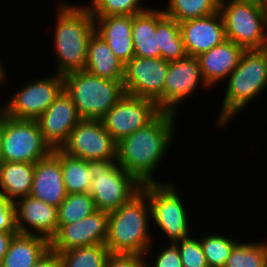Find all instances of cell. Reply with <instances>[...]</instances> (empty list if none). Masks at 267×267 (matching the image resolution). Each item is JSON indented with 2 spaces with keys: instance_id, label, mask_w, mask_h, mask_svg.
Returning <instances> with one entry per match:
<instances>
[{
  "instance_id": "obj_34",
  "label": "cell",
  "mask_w": 267,
  "mask_h": 267,
  "mask_svg": "<svg viewBox=\"0 0 267 267\" xmlns=\"http://www.w3.org/2000/svg\"><path fill=\"white\" fill-rule=\"evenodd\" d=\"M192 236L177 241L183 267H209L204 255L200 239Z\"/></svg>"
},
{
  "instance_id": "obj_7",
  "label": "cell",
  "mask_w": 267,
  "mask_h": 267,
  "mask_svg": "<svg viewBox=\"0 0 267 267\" xmlns=\"http://www.w3.org/2000/svg\"><path fill=\"white\" fill-rule=\"evenodd\" d=\"M226 39L245 50L267 48V7L261 3H222Z\"/></svg>"
},
{
  "instance_id": "obj_43",
  "label": "cell",
  "mask_w": 267,
  "mask_h": 267,
  "mask_svg": "<svg viewBox=\"0 0 267 267\" xmlns=\"http://www.w3.org/2000/svg\"><path fill=\"white\" fill-rule=\"evenodd\" d=\"M6 67L4 66L3 67V64H2V60L0 59V76L4 74V72H7V70L5 71Z\"/></svg>"
},
{
  "instance_id": "obj_44",
  "label": "cell",
  "mask_w": 267,
  "mask_h": 267,
  "mask_svg": "<svg viewBox=\"0 0 267 267\" xmlns=\"http://www.w3.org/2000/svg\"><path fill=\"white\" fill-rule=\"evenodd\" d=\"M261 4L267 7V0H261Z\"/></svg>"
},
{
  "instance_id": "obj_1",
  "label": "cell",
  "mask_w": 267,
  "mask_h": 267,
  "mask_svg": "<svg viewBox=\"0 0 267 267\" xmlns=\"http://www.w3.org/2000/svg\"><path fill=\"white\" fill-rule=\"evenodd\" d=\"M176 116L161 111L145 127L121 139L117 143V164L142 184L159 183L155 171L175 138Z\"/></svg>"
},
{
  "instance_id": "obj_18",
  "label": "cell",
  "mask_w": 267,
  "mask_h": 267,
  "mask_svg": "<svg viewBox=\"0 0 267 267\" xmlns=\"http://www.w3.org/2000/svg\"><path fill=\"white\" fill-rule=\"evenodd\" d=\"M179 25L187 55L198 57L227 40L219 11L203 18L183 21Z\"/></svg>"
},
{
  "instance_id": "obj_21",
  "label": "cell",
  "mask_w": 267,
  "mask_h": 267,
  "mask_svg": "<svg viewBox=\"0 0 267 267\" xmlns=\"http://www.w3.org/2000/svg\"><path fill=\"white\" fill-rule=\"evenodd\" d=\"M96 33L125 65L133 56L132 15L93 16Z\"/></svg>"
},
{
  "instance_id": "obj_5",
  "label": "cell",
  "mask_w": 267,
  "mask_h": 267,
  "mask_svg": "<svg viewBox=\"0 0 267 267\" xmlns=\"http://www.w3.org/2000/svg\"><path fill=\"white\" fill-rule=\"evenodd\" d=\"M64 90L81 119L101 120L125 94L121 80L100 78L85 70L63 75Z\"/></svg>"
},
{
  "instance_id": "obj_27",
  "label": "cell",
  "mask_w": 267,
  "mask_h": 267,
  "mask_svg": "<svg viewBox=\"0 0 267 267\" xmlns=\"http://www.w3.org/2000/svg\"><path fill=\"white\" fill-rule=\"evenodd\" d=\"M157 41L161 58L167 62L176 61L187 55L179 23L168 16H164L156 25Z\"/></svg>"
},
{
  "instance_id": "obj_31",
  "label": "cell",
  "mask_w": 267,
  "mask_h": 267,
  "mask_svg": "<svg viewBox=\"0 0 267 267\" xmlns=\"http://www.w3.org/2000/svg\"><path fill=\"white\" fill-rule=\"evenodd\" d=\"M224 267H267V243L238 241Z\"/></svg>"
},
{
  "instance_id": "obj_35",
  "label": "cell",
  "mask_w": 267,
  "mask_h": 267,
  "mask_svg": "<svg viewBox=\"0 0 267 267\" xmlns=\"http://www.w3.org/2000/svg\"><path fill=\"white\" fill-rule=\"evenodd\" d=\"M169 244L165 248L161 247L160 253L158 252L155 256L156 260L153 259L155 262L146 261L145 267H183L177 244Z\"/></svg>"
},
{
  "instance_id": "obj_26",
  "label": "cell",
  "mask_w": 267,
  "mask_h": 267,
  "mask_svg": "<svg viewBox=\"0 0 267 267\" xmlns=\"http://www.w3.org/2000/svg\"><path fill=\"white\" fill-rule=\"evenodd\" d=\"M61 161L63 182L67 193L89 192L90 181L95 178L88 170V161L68 155L61 149L52 151Z\"/></svg>"
},
{
  "instance_id": "obj_9",
  "label": "cell",
  "mask_w": 267,
  "mask_h": 267,
  "mask_svg": "<svg viewBox=\"0 0 267 267\" xmlns=\"http://www.w3.org/2000/svg\"><path fill=\"white\" fill-rule=\"evenodd\" d=\"M52 151L36 120L16 119L5 114L1 161L35 164Z\"/></svg>"
},
{
  "instance_id": "obj_25",
  "label": "cell",
  "mask_w": 267,
  "mask_h": 267,
  "mask_svg": "<svg viewBox=\"0 0 267 267\" xmlns=\"http://www.w3.org/2000/svg\"><path fill=\"white\" fill-rule=\"evenodd\" d=\"M34 177V163L0 162V194L7 200L30 195Z\"/></svg>"
},
{
  "instance_id": "obj_16",
  "label": "cell",
  "mask_w": 267,
  "mask_h": 267,
  "mask_svg": "<svg viewBox=\"0 0 267 267\" xmlns=\"http://www.w3.org/2000/svg\"><path fill=\"white\" fill-rule=\"evenodd\" d=\"M81 120L73 100L64 89L36 119L44 141L52 150L62 148Z\"/></svg>"
},
{
  "instance_id": "obj_8",
  "label": "cell",
  "mask_w": 267,
  "mask_h": 267,
  "mask_svg": "<svg viewBox=\"0 0 267 267\" xmlns=\"http://www.w3.org/2000/svg\"><path fill=\"white\" fill-rule=\"evenodd\" d=\"M176 187L171 181H165L145 183L141 188L150 204L151 220L169 238L170 243H176L192 234L189 231L191 227L185 202Z\"/></svg>"
},
{
  "instance_id": "obj_19",
  "label": "cell",
  "mask_w": 267,
  "mask_h": 267,
  "mask_svg": "<svg viewBox=\"0 0 267 267\" xmlns=\"http://www.w3.org/2000/svg\"><path fill=\"white\" fill-rule=\"evenodd\" d=\"M30 195L57 208L66 198L61 161L53 152L34 164Z\"/></svg>"
},
{
  "instance_id": "obj_20",
  "label": "cell",
  "mask_w": 267,
  "mask_h": 267,
  "mask_svg": "<svg viewBox=\"0 0 267 267\" xmlns=\"http://www.w3.org/2000/svg\"><path fill=\"white\" fill-rule=\"evenodd\" d=\"M245 49L230 40L213 47L200 54L197 58L200 63L204 81L210 87L226 81L227 77L239 64Z\"/></svg>"
},
{
  "instance_id": "obj_17",
  "label": "cell",
  "mask_w": 267,
  "mask_h": 267,
  "mask_svg": "<svg viewBox=\"0 0 267 267\" xmlns=\"http://www.w3.org/2000/svg\"><path fill=\"white\" fill-rule=\"evenodd\" d=\"M14 208L17 233L39 235L49 241L56 235L58 231L57 207L27 195L17 199L14 202Z\"/></svg>"
},
{
  "instance_id": "obj_12",
  "label": "cell",
  "mask_w": 267,
  "mask_h": 267,
  "mask_svg": "<svg viewBox=\"0 0 267 267\" xmlns=\"http://www.w3.org/2000/svg\"><path fill=\"white\" fill-rule=\"evenodd\" d=\"M161 110L154 100L124 94L101 119L105 130L118 143L149 124Z\"/></svg>"
},
{
  "instance_id": "obj_3",
  "label": "cell",
  "mask_w": 267,
  "mask_h": 267,
  "mask_svg": "<svg viewBox=\"0 0 267 267\" xmlns=\"http://www.w3.org/2000/svg\"><path fill=\"white\" fill-rule=\"evenodd\" d=\"M151 210L147 195L141 190L118 209L108 212L106 246L111 253H151Z\"/></svg>"
},
{
  "instance_id": "obj_28",
  "label": "cell",
  "mask_w": 267,
  "mask_h": 267,
  "mask_svg": "<svg viewBox=\"0 0 267 267\" xmlns=\"http://www.w3.org/2000/svg\"><path fill=\"white\" fill-rule=\"evenodd\" d=\"M163 13L178 23L203 18L219 11L218 0H167Z\"/></svg>"
},
{
  "instance_id": "obj_24",
  "label": "cell",
  "mask_w": 267,
  "mask_h": 267,
  "mask_svg": "<svg viewBox=\"0 0 267 267\" xmlns=\"http://www.w3.org/2000/svg\"><path fill=\"white\" fill-rule=\"evenodd\" d=\"M50 250V241L39 235L16 233L0 267H32Z\"/></svg>"
},
{
  "instance_id": "obj_14",
  "label": "cell",
  "mask_w": 267,
  "mask_h": 267,
  "mask_svg": "<svg viewBox=\"0 0 267 267\" xmlns=\"http://www.w3.org/2000/svg\"><path fill=\"white\" fill-rule=\"evenodd\" d=\"M201 85L205 89L209 87L203 79L197 57L186 55L169 62L164 85V111L177 113L181 102L195 94Z\"/></svg>"
},
{
  "instance_id": "obj_39",
  "label": "cell",
  "mask_w": 267,
  "mask_h": 267,
  "mask_svg": "<svg viewBox=\"0 0 267 267\" xmlns=\"http://www.w3.org/2000/svg\"><path fill=\"white\" fill-rule=\"evenodd\" d=\"M17 232H0V266L9 244Z\"/></svg>"
},
{
  "instance_id": "obj_22",
  "label": "cell",
  "mask_w": 267,
  "mask_h": 267,
  "mask_svg": "<svg viewBox=\"0 0 267 267\" xmlns=\"http://www.w3.org/2000/svg\"><path fill=\"white\" fill-rule=\"evenodd\" d=\"M165 16L162 9L151 7L132 15V37L135 56L160 58L156 25Z\"/></svg>"
},
{
  "instance_id": "obj_6",
  "label": "cell",
  "mask_w": 267,
  "mask_h": 267,
  "mask_svg": "<svg viewBox=\"0 0 267 267\" xmlns=\"http://www.w3.org/2000/svg\"><path fill=\"white\" fill-rule=\"evenodd\" d=\"M88 170L95 178L89 193L96 209L111 212L130 201L142 188V183L117 164V160L88 161Z\"/></svg>"
},
{
  "instance_id": "obj_23",
  "label": "cell",
  "mask_w": 267,
  "mask_h": 267,
  "mask_svg": "<svg viewBox=\"0 0 267 267\" xmlns=\"http://www.w3.org/2000/svg\"><path fill=\"white\" fill-rule=\"evenodd\" d=\"M124 66L104 39L95 32L89 41L85 71L100 78L123 82Z\"/></svg>"
},
{
  "instance_id": "obj_10",
  "label": "cell",
  "mask_w": 267,
  "mask_h": 267,
  "mask_svg": "<svg viewBox=\"0 0 267 267\" xmlns=\"http://www.w3.org/2000/svg\"><path fill=\"white\" fill-rule=\"evenodd\" d=\"M169 62L163 58L133 56L124 66L126 94L154 100L164 111V85Z\"/></svg>"
},
{
  "instance_id": "obj_40",
  "label": "cell",
  "mask_w": 267,
  "mask_h": 267,
  "mask_svg": "<svg viewBox=\"0 0 267 267\" xmlns=\"http://www.w3.org/2000/svg\"><path fill=\"white\" fill-rule=\"evenodd\" d=\"M5 132V113L0 117V162H1V146Z\"/></svg>"
},
{
  "instance_id": "obj_4",
  "label": "cell",
  "mask_w": 267,
  "mask_h": 267,
  "mask_svg": "<svg viewBox=\"0 0 267 267\" xmlns=\"http://www.w3.org/2000/svg\"><path fill=\"white\" fill-rule=\"evenodd\" d=\"M228 82V83H227ZM227 87L216 125L232 121L247 104L267 88V48L245 50L235 70L227 77ZM229 122V123H228Z\"/></svg>"
},
{
  "instance_id": "obj_33",
  "label": "cell",
  "mask_w": 267,
  "mask_h": 267,
  "mask_svg": "<svg viewBox=\"0 0 267 267\" xmlns=\"http://www.w3.org/2000/svg\"><path fill=\"white\" fill-rule=\"evenodd\" d=\"M141 1L142 0H91L88 9L92 16L134 15L150 8L142 5Z\"/></svg>"
},
{
  "instance_id": "obj_37",
  "label": "cell",
  "mask_w": 267,
  "mask_h": 267,
  "mask_svg": "<svg viewBox=\"0 0 267 267\" xmlns=\"http://www.w3.org/2000/svg\"><path fill=\"white\" fill-rule=\"evenodd\" d=\"M0 232H17L14 203L0 194Z\"/></svg>"
},
{
  "instance_id": "obj_29",
  "label": "cell",
  "mask_w": 267,
  "mask_h": 267,
  "mask_svg": "<svg viewBox=\"0 0 267 267\" xmlns=\"http://www.w3.org/2000/svg\"><path fill=\"white\" fill-rule=\"evenodd\" d=\"M109 249L106 244L76 247L58 253L60 267H105Z\"/></svg>"
},
{
  "instance_id": "obj_32",
  "label": "cell",
  "mask_w": 267,
  "mask_h": 267,
  "mask_svg": "<svg viewBox=\"0 0 267 267\" xmlns=\"http://www.w3.org/2000/svg\"><path fill=\"white\" fill-rule=\"evenodd\" d=\"M199 239L209 267H224L232 248L238 242L237 239L233 240L218 233H210Z\"/></svg>"
},
{
  "instance_id": "obj_30",
  "label": "cell",
  "mask_w": 267,
  "mask_h": 267,
  "mask_svg": "<svg viewBox=\"0 0 267 267\" xmlns=\"http://www.w3.org/2000/svg\"><path fill=\"white\" fill-rule=\"evenodd\" d=\"M94 200L89 192L67 193L57 208L58 229L64 224H72L96 211Z\"/></svg>"
},
{
  "instance_id": "obj_15",
  "label": "cell",
  "mask_w": 267,
  "mask_h": 267,
  "mask_svg": "<svg viewBox=\"0 0 267 267\" xmlns=\"http://www.w3.org/2000/svg\"><path fill=\"white\" fill-rule=\"evenodd\" d=\"M107 228L108 212L96 210L82 220L62 225L50 240V249L59 253L76 247L105 244Z\"/></svg>"
},
{
  "instance_id": "obj_41",
  "label": "cell",
  "mask_w": 267,
  "mask_h": 267,
  "mask_svg": "<svg viewBox=\"0 0 267 267\" xmlns=\"http://www.w3.org/2000/svg\"><path fill=\"white\" fill-rule=\"evenodd\" d=\"M218 3H261V0H218Z\"/></svg>"
},
{
  "instance_id": "obj_2",
  "label": "cell",
  "mask_w": 267,
  "mask_h": 267,
  "mask_svg": "<svg viewBox=\"0 0 267 267\" xmlns=\"http://www.w3.org/2000/svg\"><path fill=\"white\" fill-rule=\"evenodd\" d=\"M56 6L58 16L53 40L58 63L55 73L65 75L85 70L89 41L96 32L94 17L88 5L60 1Z\"/></svg>"
},
{
  "instance_id": "obj_38",
  "label": "cell",
  "mask_w": 267,
  "mask_h": 267,
  "mask_svg": "<svg viewBox=\"0 0 267 267\" xmlns=\"http://www.w3.org/2000/svg\"><path fill=\"white\" fill-rule=\"evenodd\" d=\"M32 267H60L58 253L50 249Z\"/></svg>"
},
{
  "instance_id": "obj_36",
  "label": "cell",
  "mask_w": 267,
  "mask_h": 267,
  "mask_svg": "<svg viewBox=\"0 0 267 267\" xmlns=\"http://www.w3.org/2000/svg\"><path fill=\"white\" fill-rule=\"evenodd\" d=\"M145 262L143 254L110 252L105 267H145Z\"/></svg>"
},
{
  "instance_id": "obj_42",
  "label": "cell",
  "mask_w": 267,
  "mask_h": 267,
  "mask_svg": "<svg viewBox=\"0 0 267 267\" xmlns=\"http://www.w3.org/2000/svg\"><path fill=\"white\" fill-rule=\"evenodd\" d=\"M7 75H8V74H6V73L4 72V74L0 76V83H1V84H3V82H4V83L6 82L5 80L7 79V78H6ZM0 106H1V105H0ZM4 113H5V105H3V106L0 107V117H1Z\"/></svg>"
},
{
  "instance_id": "obj_13",
  "label": "cell",
  "mask_w": 267,
  "mask_h": 267,
  "mask_svg": "<svg viewBox=\"0 0 267 267\" xmlns=\"http://www.w3.org/2000/svg\"><path fill=\"white\" fill-rule=\"evenodd\" d=\"M61 150L87 161L117 160V142L105 130L101 120L82 119Z\"/></svg>"
},
{
  "instance_id": "obj_11",
  "label": "cell",
  "mask_w": 267,
  "mask_h": 267,
  "mask_svg": "<svg viewBox=\"0 0 267 267\" xmlns=\"http://www.w3.org/2000/svg\"><path fill=\"white\" fill-rule=\"evenodd\" d=\"M34 81H29L15 92L5 105V114L16 119L36 120L51 105L64 89L61 74H51Z\"/></svg>"
}]
</instances>
